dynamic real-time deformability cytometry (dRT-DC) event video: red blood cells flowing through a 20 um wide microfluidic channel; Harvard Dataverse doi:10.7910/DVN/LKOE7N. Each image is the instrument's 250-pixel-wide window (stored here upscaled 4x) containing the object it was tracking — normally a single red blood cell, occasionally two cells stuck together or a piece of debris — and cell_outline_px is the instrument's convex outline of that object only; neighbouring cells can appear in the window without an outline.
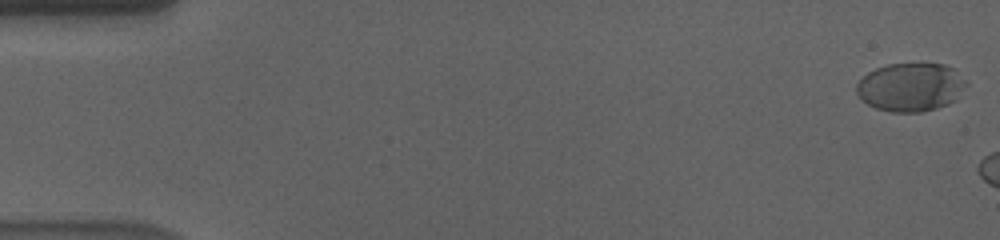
{"species": "human", "species_latin": "Homo sapiens", "temperature_condition": "cold", "stored_images_in_passage": 13, "camera_frame_rate_fps": 3000, "um_per_image_px": 0.085, "donor": {"sex": "male"}, "frame": {"image": 1, "passage_image": 1, "time_ms": 0.0, "image_size_px": [1000, 240], "cell_outline_px": [[968, 84], [956, 100], [948, 104], [936, 108], [920, 112], [892, 112], [876, 108], [868, 104], [856, 92], [856, 84], [868, 72], [876, 68], [888, 64], [944, 64], [956, 68], [968, 80]], "centroid_in_image_um": [77.47, 7.39], "position_along_channel_um": 7.5, "area_um2": 31.21}}